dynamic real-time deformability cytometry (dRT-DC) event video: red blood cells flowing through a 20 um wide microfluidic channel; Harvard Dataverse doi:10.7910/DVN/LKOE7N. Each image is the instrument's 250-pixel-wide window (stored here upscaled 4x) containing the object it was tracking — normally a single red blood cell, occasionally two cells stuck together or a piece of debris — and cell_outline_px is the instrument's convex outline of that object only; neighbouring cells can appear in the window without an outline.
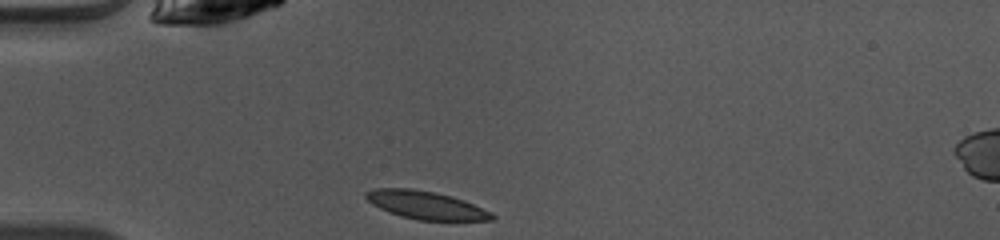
{"species": "common noctule bat (a hibernating species)", "species_latin": "Nyctalus noctula", "temperature_condition": "warm", "stored_images_in_passage": 36, "camera_frame_rate_fps": 3000, "um_per_image_px": 0.085, "animal": {"sex": "female", "body_mass_g": 10.0, "forearm_length_mm": 53.1}, "frame": {"image": 1, "passage_image": 1, "time_ms": 0.0, "image_size_px": [1000, 240], "cell_outline_px": [[496, 220], [416, 220], [400, 216], [388, 212], [372, 204], [364, 196], [364, 192], [376, 188], [412, 188], [436, 192], [452, 196], [464, 200], [492, 212], [496, 216]], "centroid_in_image_um": [36.2, 17.43], "position_along_channel_um": 48.8, "area_um2": 20.75}}
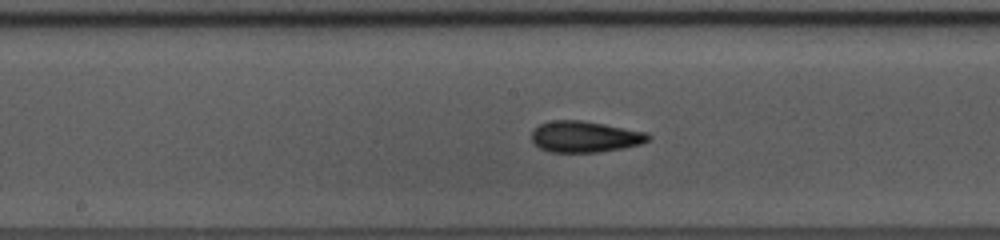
{"frame": {"image": 2, "passage_image": 13, "time_ms": 4.0, "image_size_px": [1000, 240], "cell_outline_px": [[652, 136], [648, 140], [640, 144], [624, 148], [596, 152], [548, 152], [532, 144], [532, 128], [540, 124], [552, 120], [580, 120], [604, 124], [648, 132]], "centroid_in_image_um": [49.69, 11.62], "position_along_channel_um": 198.5, "area_um2": 21.39}}
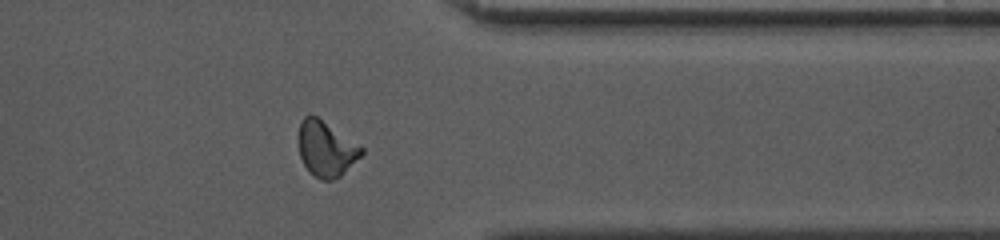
{"frame": {"image": 3, "passage_image": 27, "time_ms": 8.667, "image_size_px": [1000, 240], "cell_outline_px": [[364, 152], [340, 176], [332, 180], [320, 180], [304, 164], [300, 156], [300, 124], [304, 116], [316, 116], [364, 148]], "centroid_in_image_um": [27.74, 12.66], "position_along_channel_um": 383.7, "area_um2": 19.54}, "authors_computed_cell_mechanics": {"area_um2": 20.2011, "velocity_mm_per_s": 4.0972, "shape_relaxation_time_tau1_ms": 2.3156, "shape_relaxation_time_tau2_ms": 1.4713, "deformation_change_tau1": 0.1385, "deformation_change_tau2": 0.0933}}